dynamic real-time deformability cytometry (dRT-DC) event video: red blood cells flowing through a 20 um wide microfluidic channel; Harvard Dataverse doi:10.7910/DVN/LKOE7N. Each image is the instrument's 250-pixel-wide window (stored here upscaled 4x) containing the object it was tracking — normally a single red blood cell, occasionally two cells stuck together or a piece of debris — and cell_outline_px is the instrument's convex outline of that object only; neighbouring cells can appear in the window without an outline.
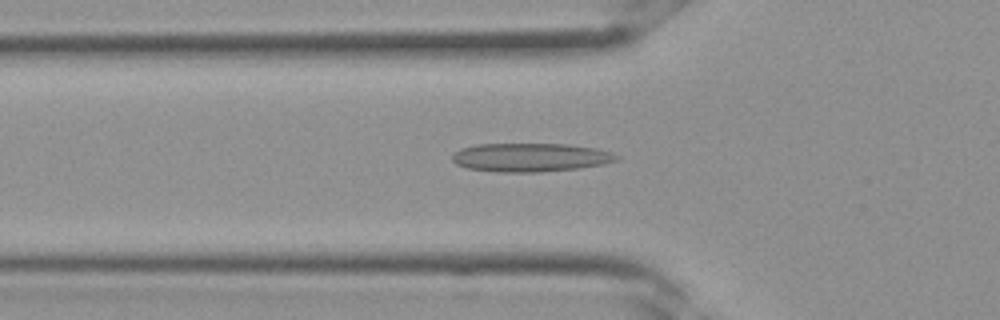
{"species": "Egyptian fruit bat (a non-hibernating species)", "species_latin": "Rousettus aegyptiacus", "temperature_condition": "room temperature", "stored_images_in_passage": 18, "camera_frame_rate_fps": 3000, "um_per_image_px": 0.085, "frame": {"image": 1, "passage_image": 11, "time_ms": 3.333, "image_size_px": [1000, 320], "cell_outline_px": [[620, 160], [604, 164], [580, 168], [540, 172], [500, 172], [468, 168], [456, 164], [452, 160], [452, 152], [460, 148], [476, 144], [568, 144], [600, 148], [612, 152], [620, 156]], "centroid_in_image_um": [45.13, 13.37], "position_along_channel_um": 80.7, "area_um2": 27.8}}
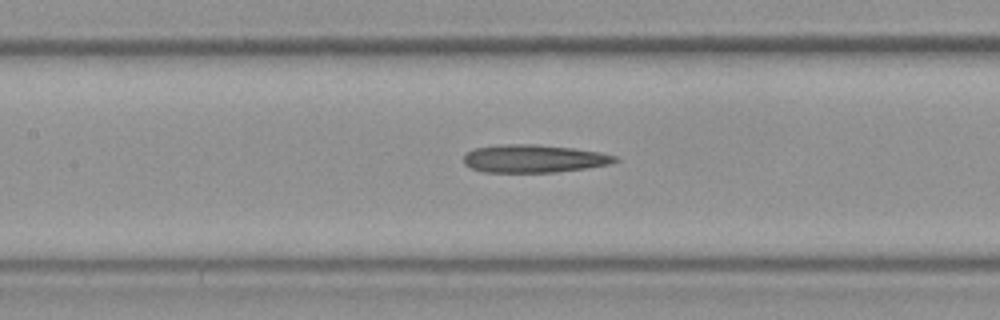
{"frame": {"image": 2, "passage_image": 15, "time_ms": 4.667, "image_size_px": [1000, 320], "cell_outline_px": [[620, 160], [612, 164], [588, 168], [556, 172], [484, 172], [472, 168], [464, 164], [464, 156], [468, 152], [476, 148], [504, 144], [536, 144], [572, 148], [600, 152], [616, 156]], "centroid_in_image_um": [45.43, 13.49], "position_along_channel_um": 162.0, "area_um2": 24.62}}
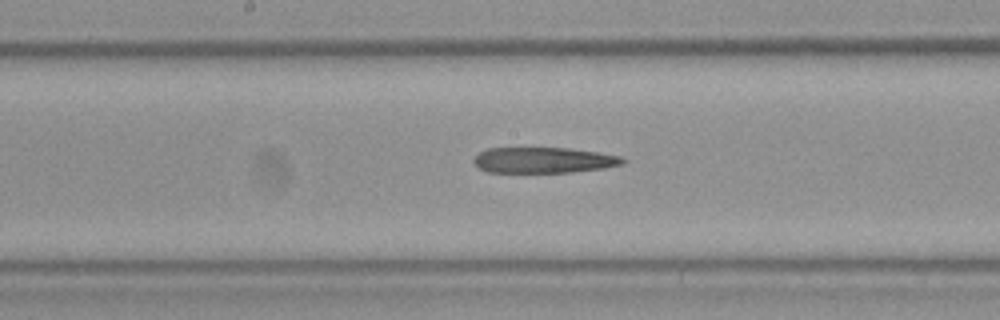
{"frame": {"image": 3, "passage_image": 17, "time_ms": 5.333, "image_size_px": [1000, 320], "cell_outline_px": [[628, 160], [624, 164], [604, 168], [572, 172], [488, 172], [480, 168], [472, 160], [480, 152], [488, 148], [572, 148], [620, 156]], "centroid_in_image_um": [46.25, 13.61], "position_along_channel_um": 202.0, "area_um2": 22.31}}